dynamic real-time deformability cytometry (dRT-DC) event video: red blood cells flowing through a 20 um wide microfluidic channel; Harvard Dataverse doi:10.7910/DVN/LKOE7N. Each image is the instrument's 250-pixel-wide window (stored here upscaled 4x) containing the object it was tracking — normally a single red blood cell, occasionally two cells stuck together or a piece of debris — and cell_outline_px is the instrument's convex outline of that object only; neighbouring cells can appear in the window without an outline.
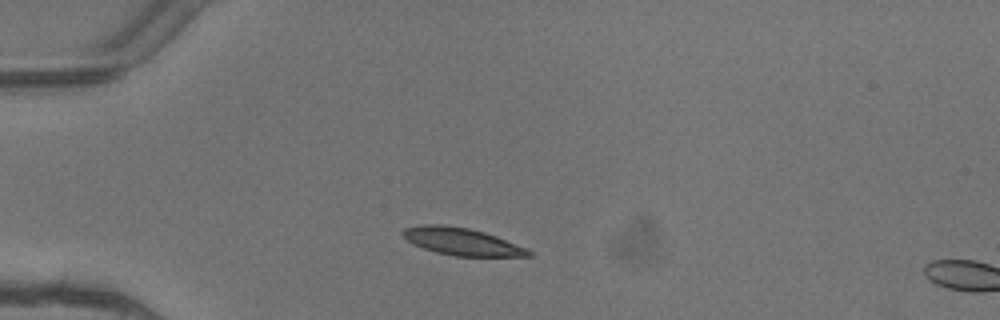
{"species": "common noctule bat (a hibernating species)", "species_latin": "Nyctalus noctula", "temperature_condition": "warm", "stored_images_in_passage": 2, "camera_frame_rate_fps": 3000, "um_per_image_px": 0.085, "animal": {"sex": "female"}, "frame": {"image": 1, "passage_image": 1, "time_ms": 0.0, "image_size_px": [1000, 320], "cell_outline_px": [[532, 256], [456, 256], [436, 252], [412, 244], [400, 232], [404, 228], [424, 224], [440, 224], [468, 228], [484, 232], [496, 236], [528, 248], [532, 252]], "centroid_in_image_um": [39.26, 20.53], "position_along_channel_um": 45.7, "area_um2": 19.94}}